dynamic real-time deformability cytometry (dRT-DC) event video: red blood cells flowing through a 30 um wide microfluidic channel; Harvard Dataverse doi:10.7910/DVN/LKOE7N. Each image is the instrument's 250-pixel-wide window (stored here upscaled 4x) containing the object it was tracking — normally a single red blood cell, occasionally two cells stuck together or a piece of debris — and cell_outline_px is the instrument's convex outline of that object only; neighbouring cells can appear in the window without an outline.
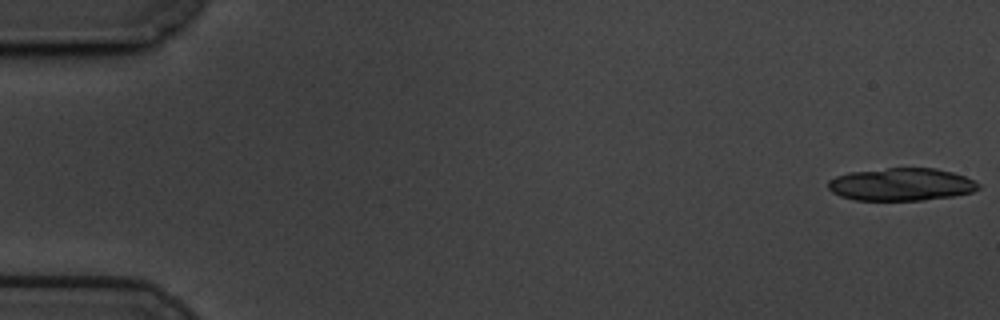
{"species": "common noctule bat (a hibernating species)", "species_latin": "Nyctalus noctula", "temperature_condition": "cold", "stored_images_in_passage": 23, "segment_of_instrument_passage": [1, 2], "camera_frame_rate_fps": 3000, "um_per_image_px": 0.085, "animal": {"sex": "male", "body_mass_g": 19.5, "forearm_length_mm": 54.6}, "frame": {"image": 1, "passage_image": 1, "time_ms": 0.0, "image_size_px": [1000, 320], "cell_outline_px": [[980, 188], [972, 192], [952, 196], [924, 200], [856, 200], [840, 196], [832, 192], [828, 188], [828, 180], [836, 176], [848, 172], [888, 168], [936, 168], [952, 172], [964, 176], [980, 184]], "centroid_in_image_um": [76.59, 15.67], "position_along_channel_um": 8.4, "area_um2": 28.61}}